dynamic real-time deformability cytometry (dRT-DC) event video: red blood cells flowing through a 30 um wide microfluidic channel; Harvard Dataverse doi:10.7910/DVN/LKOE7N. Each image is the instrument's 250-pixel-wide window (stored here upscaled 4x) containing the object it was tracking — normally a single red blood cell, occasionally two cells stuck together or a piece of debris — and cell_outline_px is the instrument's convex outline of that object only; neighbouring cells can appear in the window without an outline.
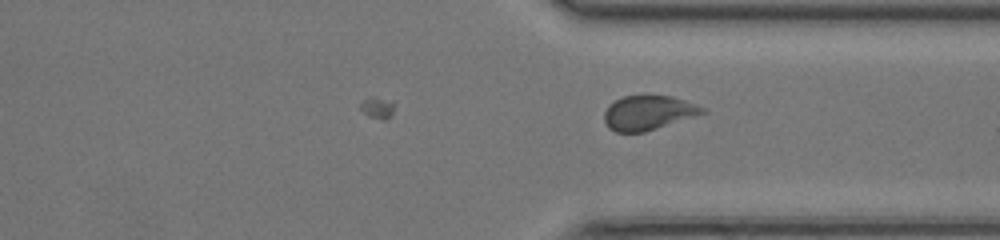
{"species": "common noctule bat (a hibernating species)", "species_latin": "Nyctalus noctula", "temperature_condition": "room temperature", "stored_images_in_passage": 30, "camera_frame_rate_fps": 3000, "um_per_image_px": 0.085, "animal": {"sex": "female", "body_mass_g": 17.0, "forearm_length_mm": 48.0}, "frame": {"image": 1, "passage_image": 30, "time_ms": 9.667, "image_size_px": [1000, 240], "cell_outline_px": [[708, 112], [644, 132], [616, 132], [608, 128], [604, 120], [604, 112], [616, 100], [624, 96], [672, 96], [696, 104], [704, 108]], "centroid_in_image_um": [55.11, 9.59], "position_along_channel_um": 356.3, "area_um2": 19.42}}